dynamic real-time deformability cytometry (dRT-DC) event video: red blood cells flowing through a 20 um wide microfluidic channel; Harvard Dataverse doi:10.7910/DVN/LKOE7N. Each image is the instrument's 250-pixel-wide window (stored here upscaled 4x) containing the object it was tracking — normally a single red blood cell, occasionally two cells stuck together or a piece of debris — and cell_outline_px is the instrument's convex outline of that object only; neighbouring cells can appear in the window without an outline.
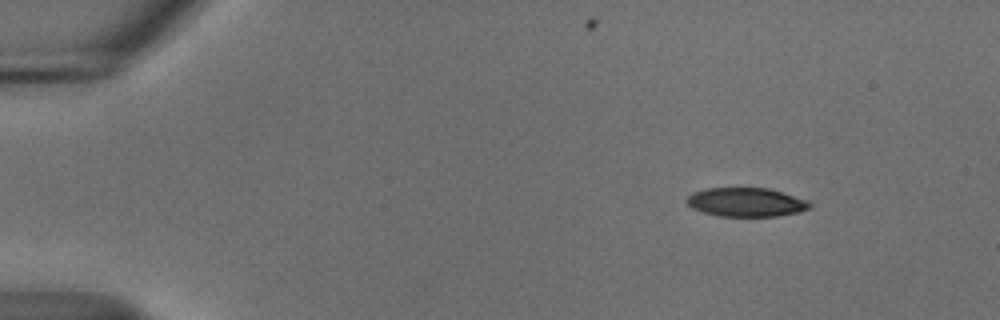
{"species": "common noctule bat (a hibernating species)", "species_latin": "Nyctalus noctula", "temperature_condition": "cold", "stored_images_in_passage": 49, "camera_frame_rate_fps": 3000, "um_per_image_px": 0.085, "animal": {"sex": "male", "body_mass_g": 18.8}, "frame": {"image": 1, "passage_image": 1, "time_ms": 0.0, "image_size_px": [1000, 320], "cell_outline_px": [[812, 208], [800, 212], [776, 216], [720, 216], [704, 212], [692, 208], [688, 204], [688, 196], [692, 192], [704, 188], [768, 188], [808, 200], [812, 204]], "centroid_in_image_um": [63.45, 17.18], "position_along_channel_um": 21.5, "area_um2": 20.69}}
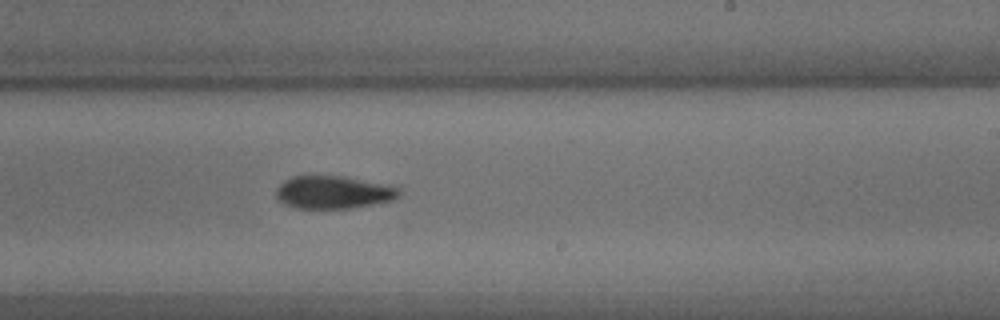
{"frame": {"image": 2, "passage_image": 28, "time_ms": 9.0, "image_size_px": [1000, 320], "cell_outline_px": [[400, 192], [392, 200], [352, 208], [296, 208], [284, 204], [276, 196], [276, 188], [284, 180], [292, 176], [344, 176], [400, 188]], "centroid_in_image_um": [28.28, 16.34], "position_along_channel_um": 260.7, "area_um2": 23.18}}
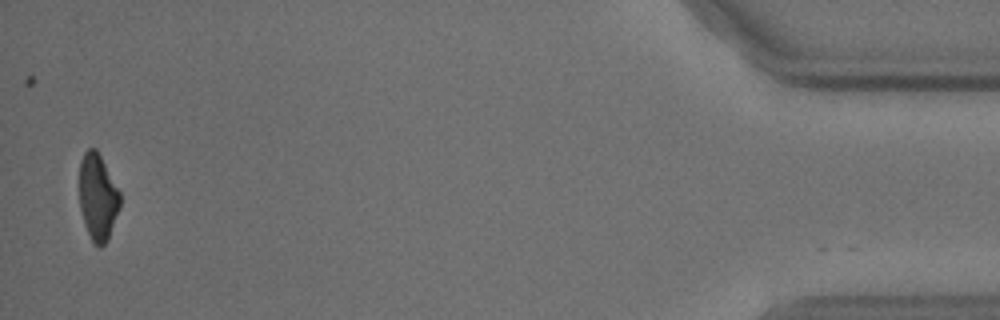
{"frame": {"image": 3, "passage_image": 48, "time_ms": 15.667, "image_size_px": [1000, 320], "cell_outline_px": [[120, 208], [108, 240], [100, 248], [92, 240], [88, 232], [80, 208], [80, 160], [84, 152], [88, 148], [96, 148], [120, 192]], "centroid_in_image_um": [8.32, 16.74], "position_along_channel_um": 426.9, "area_um2": 20.29}, "authors_computed_cell_mechanics": {"area_um2": 22.9466, "velocity_mm_per_s": 3.6965, "shape_relaxation_time_tau1_ms": 8.7157, "shape_relaxation_time_tau2_ms": 6.6812, "deformation_change_tau1": 0.1948, "deformation_change_tau2": 0.1347}}